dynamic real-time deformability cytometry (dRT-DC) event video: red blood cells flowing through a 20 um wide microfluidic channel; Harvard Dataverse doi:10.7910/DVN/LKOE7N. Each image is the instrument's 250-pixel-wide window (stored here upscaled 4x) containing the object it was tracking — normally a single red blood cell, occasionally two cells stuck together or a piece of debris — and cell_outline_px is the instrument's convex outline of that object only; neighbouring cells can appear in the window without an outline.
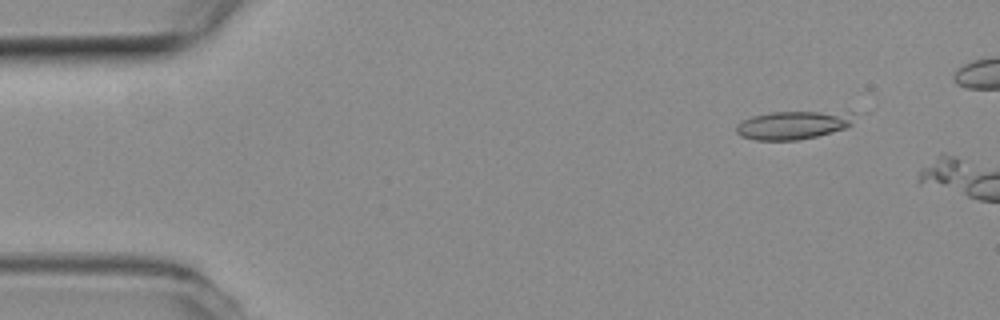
{"species": "common noctule bat (a hibernating species)", "species_latin": "Nyctalus noctula", "temperature_condition": "room temperature", "stored_images_in_passage": 4, "camera_frame_rate_fps": 3000, "um_per_image_px": 0.085, "animal": {"sex": "female", "body_mass_g": 19.3, "forearm_length_mm": 54.1}, "frame": {"image": 1, "passage_image": 2, "time_ms": 0.333, "image_size_px": [1000, 320], "cell_outline_px": [[852, 124], [848, 128], [816, 136], [796, 140], [756, 140], [740, 136], [736, 132], [736, 124], [740, 120], [752, 116], [772, 112], [852, 112]], "centroid_in_image_um": [67.36, 10.63], "position_along_channel_um": 17.6, "area_um2": 19.42}}